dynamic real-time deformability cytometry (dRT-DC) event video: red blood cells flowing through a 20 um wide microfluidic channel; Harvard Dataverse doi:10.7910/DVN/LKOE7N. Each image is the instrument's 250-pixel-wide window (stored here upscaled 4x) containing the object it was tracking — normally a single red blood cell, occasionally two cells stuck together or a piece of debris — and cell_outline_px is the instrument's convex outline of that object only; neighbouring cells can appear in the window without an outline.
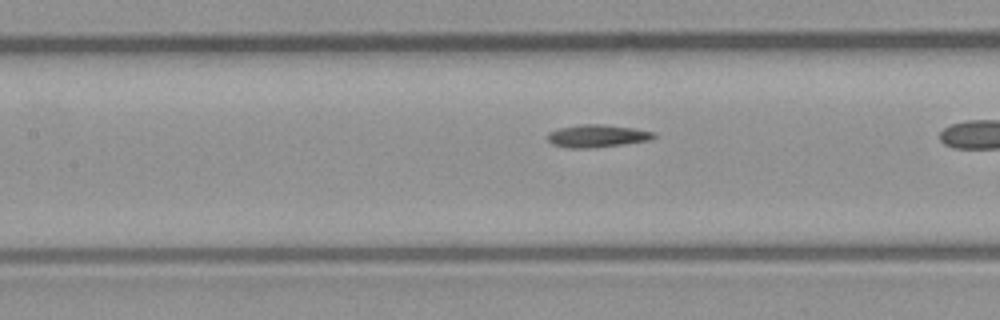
{"species": "common noctule bat (a hibernating species)", "species_latin": "Nyctalus noctula", "temperature_condition": "room temperature", "stored_images_in_passage": 24, "camera_frame_rate_fps": 3000, "um_per_image_px": 0.085, "animal": {"sex": "male", "body_mass_g": 23.1, "forearm_length_mm": 52.7}, "frame": {"image": 1, "passage_image": 8, "time_ms": 2.333, "image_size_px": [1000, 320], "cell_outline_px": [[656, 136], [652, 140], [624, 144], [592, 148], [568, 148], [552, 144], [548, 140], [548, 132], [560, 128], [580, 124], [600, 124], [632, 128], [656, 132]], "centroid_in_image_um": [50.78, 11.56], "position_along_channel_um": 156.6, "area_um2": 14.05}}
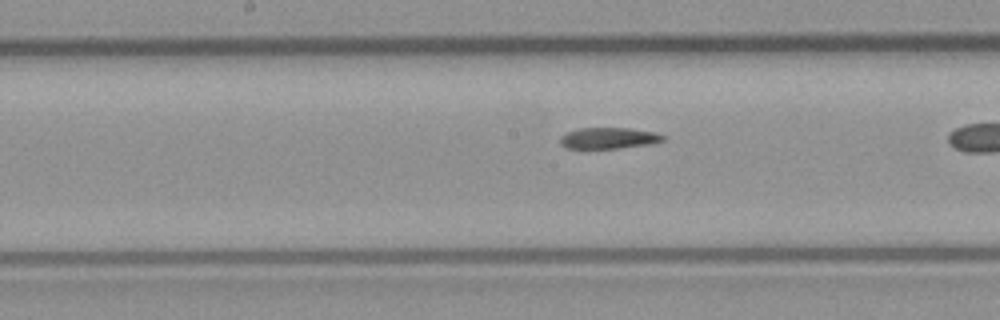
{"frame": {"image": 2, "passage_image": 11, "time_ms": 3.333, "image_size_px": [1000, 320], "cell_outline_px": [[664, 140], [652, 144], [620, 148], [564, 148], [560, 144], [560, 136], [568, 132], [580, 128], [628, 128], [656, 132], [664, 136]], "centroid_in_image_um": [51.74, 11.74], "position_along_channel_um": 196.5, "area_um2": 12.72}}
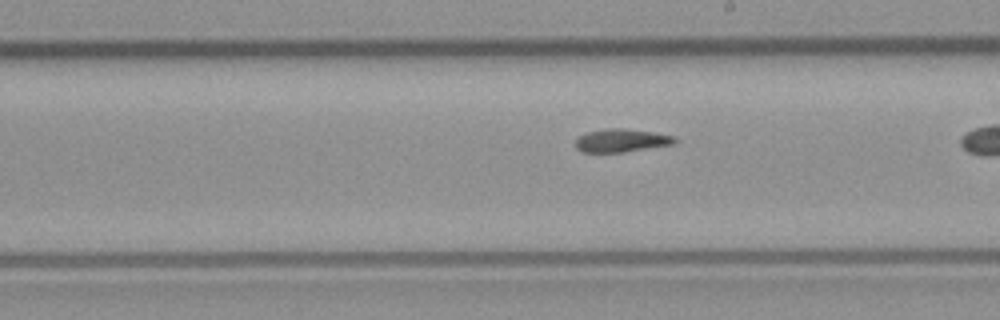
{"frame": {"image": 3, "passage_image": 14, "time_ms": 4.333, "image_size_px": [1000, 320], "cell_outline_px": [[676, 140], [672, 144], [624, 152], [584, 152], [576, 148], [576, 140], [580, 136], [588, 132], [604, 128], [624, 128], [652, 132], [676, 136]], "centroid_in_image_um": [52.81, 11.93], "position_along_channel_um": 236.2, "area_um2": 13.24}}